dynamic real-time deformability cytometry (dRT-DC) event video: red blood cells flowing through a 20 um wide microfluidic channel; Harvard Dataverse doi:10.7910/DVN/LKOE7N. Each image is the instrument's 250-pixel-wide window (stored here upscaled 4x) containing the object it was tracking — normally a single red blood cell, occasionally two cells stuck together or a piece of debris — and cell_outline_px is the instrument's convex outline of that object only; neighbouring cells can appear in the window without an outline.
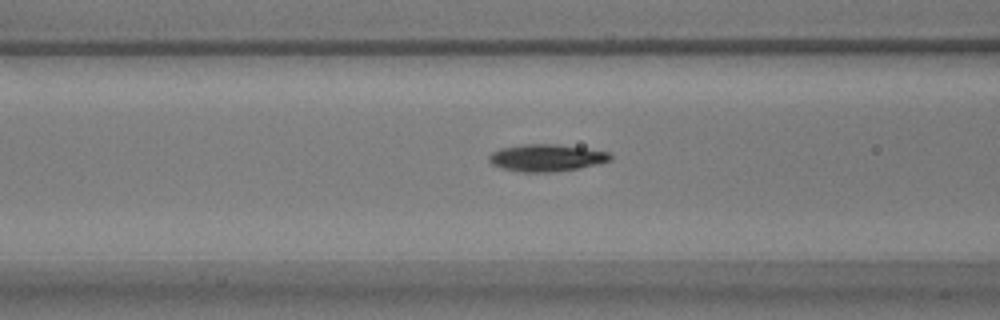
{"species": "common noctule bat (a hibernating species)", "species_latin": "Nyctalus noctula", "temperature_condition": "warm", "stored_images_in_passage": 37, "camera_frame_rate_fps": 3000, "um_per_image_px": 0.085, "animal": {"sex": "male", "body_mass_g": 17.9}, "frame": {"image": 1, "passage_image": 5, "time_ms": 1.333, "image_size_px": [1000, 320], "cell_outline_px": [[612, 160], [600, 164], [580, 168], [556, 172], [520, 172], [500, 168], [492, 164], [488, 160], [488, 156], [492, 152], [500, 148], [524, 144], [556, 144], [584, 148], [608, 152], [612, 156]], "centroid_in_image_um": [46.45, 13.42], "position_along_channel_um": 120.2, "area_um2": 19.36}}
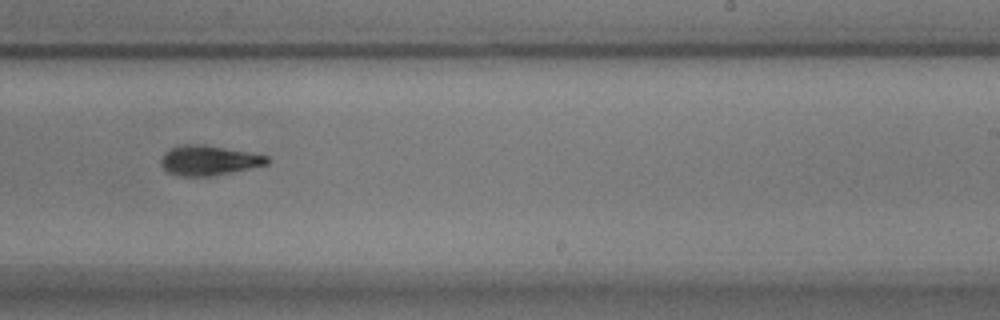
{"frame": {"image": 2, "passage_image": 17, "time_ms": 5.333, "image_size_px": [1000, 320], "cell_outline_px": [[268, 164], [232, 172], [212, 176], [180, 176], [168, 172], [160, 164], [160, 160], [164, 152], [172, 148], [184, 144], [204, 144], [268, 156]], "centroid_in_image_um": [17.71, 13.63], "position_along_channel_um": 271.3, "area_um2": 18.32}}
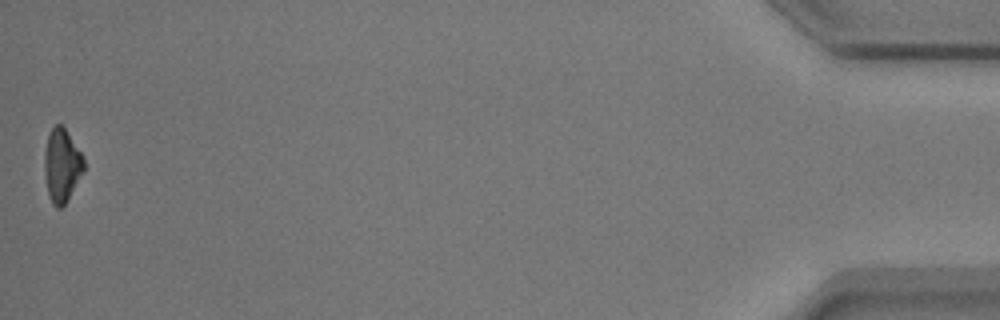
{"frame": {"image": 3, "passage_image": 37, "time_ms": 12.0, "image_size_px": [1000, 320], "cell_outline_px": [[84, 172], [64, 204], [60, 208], [56, 208], [52, 204], [48, 196], [44, 168], [44, 152], [48, 136], [52, 128], [56, 124], [60, 124], [64, 128], [84, 156]], "centroid_in_image_um": [5.25, 14.07], "position_along_channel_um": 429.9, "area_um2": 16.76}, "authors_computed_cell_mechanics": {"area_um2": 18.3226, "velocity_mm_per_s": 3.7818, "shape_relaxation_time_tau1_ms": 1.9831, "shape_relaxation_time_tau2_ms": 4.7554, "deformation_change_tau1": 0.1222, "deformation_change_tau2": 0.1211}}